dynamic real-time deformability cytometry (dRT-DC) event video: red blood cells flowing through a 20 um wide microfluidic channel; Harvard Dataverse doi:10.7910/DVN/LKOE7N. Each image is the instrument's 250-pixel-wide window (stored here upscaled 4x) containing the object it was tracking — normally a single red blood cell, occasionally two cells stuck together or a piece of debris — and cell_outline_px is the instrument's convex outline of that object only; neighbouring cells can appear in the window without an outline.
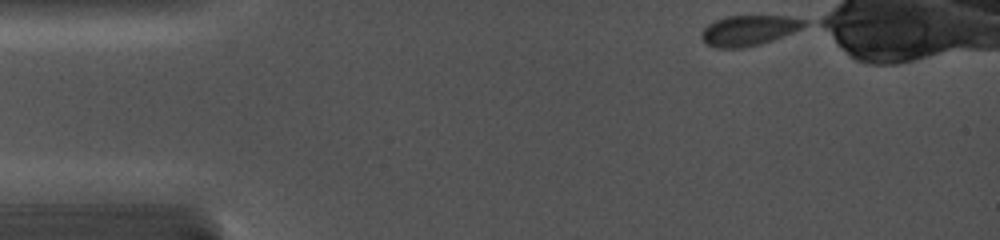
{"species": "common noctule bat (a hibernating species)", "species_latin": "Nyctalus noctula", "temperature_condition": "cold", "stored_images_in_passage": 48, "camera_frame_rate_fps": 5000, "um_per_image_px": 0.085, "animal": {"sex": "female", "body_mass_g": 19.0, "forearm_length_mm": 56.7}, "frame": {"image": 1, "passage_image": 1, "time_ms": 0.0, "image_size_px": [1000, 240], "cell_outline_px": [[808, 24], [784, 36], [760, 44], [744, 48], [716, 48], [704, 44], [700, 36], [700, 32], [708, 24], [724, 16], [788, 16], [808, 20]], "centroid_in_image_um": [63.61, 2.59], "position_along_channel_um": 21.4, "area_um2": 18.38}}
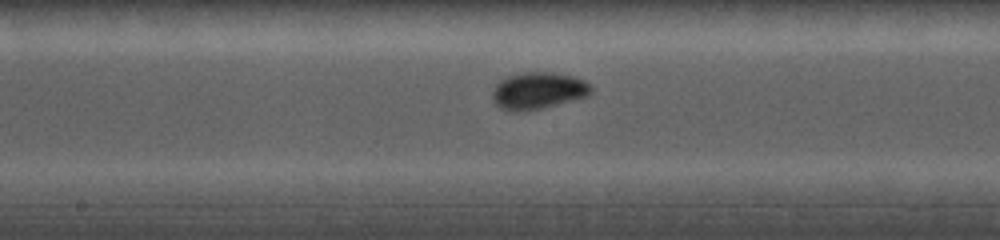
{"frame": {"image": 2, "passage_image": 17, "time_ms": 6.6, "image_size_px": [1000, 240], "cell_outline_px": [[592, 92], [588, 96], [524, 112], [508, 112], [500, 108], [492, 100], [492, 92], [496, 84], [500, 80], [508, 76], [520, 72], [552, 72], [572, 76], [584, 80], [592, 88]], "centroid_in_image_um": [45.69, 7.71], "position_along_channel_um": 202.5, "area_um2": 21.33}}
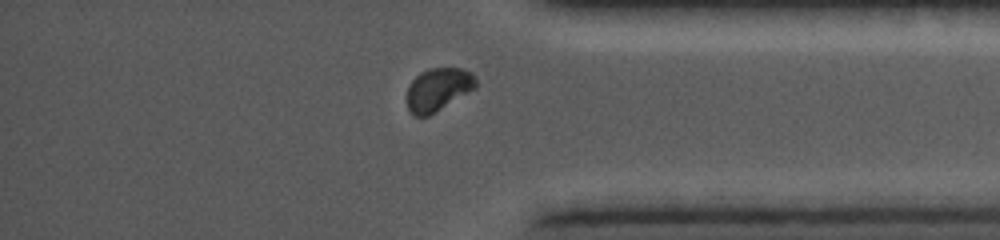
{"frame": {"image": 3, "passage_image": 38, "time_ms": 11.6, "image_size_px": [1000, 240], "cell_outline_px": [[476, 88], [428, 116], [412, 116], [408, 108], [408, 84], [420, 72], [428, 68], [460, 68], [472, 72], [476, 76]], "centroid_in_image_um": [37.24, 7.59], "position_along_channel_um": 398.0, "area_um2": 17.28}}